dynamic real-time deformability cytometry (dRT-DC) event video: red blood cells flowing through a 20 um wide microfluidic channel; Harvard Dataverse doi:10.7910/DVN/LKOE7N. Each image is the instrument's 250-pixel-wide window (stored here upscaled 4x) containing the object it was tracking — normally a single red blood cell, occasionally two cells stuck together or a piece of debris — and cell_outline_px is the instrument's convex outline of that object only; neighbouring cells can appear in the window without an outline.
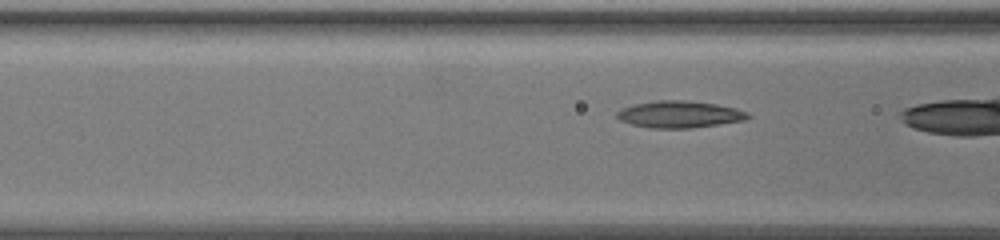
{"species": "common noctule bat (a hibernating species)", "species_latin": "Nyctalus noctula", "temperature_condition": "warm", "stored_images_in_passage": 40, "camera_frame_rate_fps": 3000, "um_per_image_px": 0.085, "animal": {"sex": "female", "body_mass_g": 19.5, "forearm_length_mm": 54.1}, "frame": {"image": 1, "passage_image": 20, "time_ms": 6.333, "image_size_px": [1000, 240], "cell_outline_px": [[752, 116], [744, 120], [720, 124], [692, 128], [648, 128], [632, 124], [620, 120], [616, 116], [616, 112], [620, 108], [632, 104], [656, 100], [684, 100], [716, 104], [736, 108], [748, 112]], "centroid_in_image_um": [57.74, 9.71], "position_along_channel_um": 108.9, "area_um2": 20.69}}
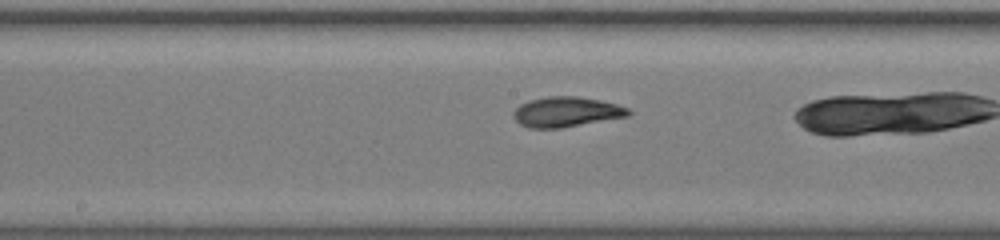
{"frame": {"image": 2, "passage_image": 28, "time_ms": 9.0, "image_size_px": [1000, 240], "cell_outline_px": [[632, 112], [628, 116], [560, 128], [528, 128], [520, 124], [512, 116], [512, 112], [520, 104], [528, 100], [548, 96], [576, 96], [600, 100], [616, 104], [628, 108]], "centroid_in_image_um": [48.1, 9.51], "position_along_channel_um": 200.1, "area_um2": 20.17}}
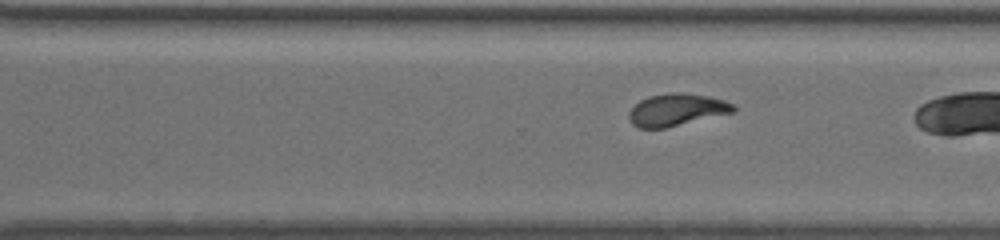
{"frame": {"image": 3, "passage_image": 38, "time_ms": 12.333, "image_size_px": [1000, 240], "cell_outline_px": [[736, 112], [668, 128], [640, 128], [632, 124], [628, 116], [628, 112], [640, 100], [648, 96], [672, 92], [680, 92], [708, 96], [724, 100], [736, 104]], "centroid_in_image_um": [57.56, 9.34], "position_along_channel_um": 313.0, "area_um2": 19.94}}